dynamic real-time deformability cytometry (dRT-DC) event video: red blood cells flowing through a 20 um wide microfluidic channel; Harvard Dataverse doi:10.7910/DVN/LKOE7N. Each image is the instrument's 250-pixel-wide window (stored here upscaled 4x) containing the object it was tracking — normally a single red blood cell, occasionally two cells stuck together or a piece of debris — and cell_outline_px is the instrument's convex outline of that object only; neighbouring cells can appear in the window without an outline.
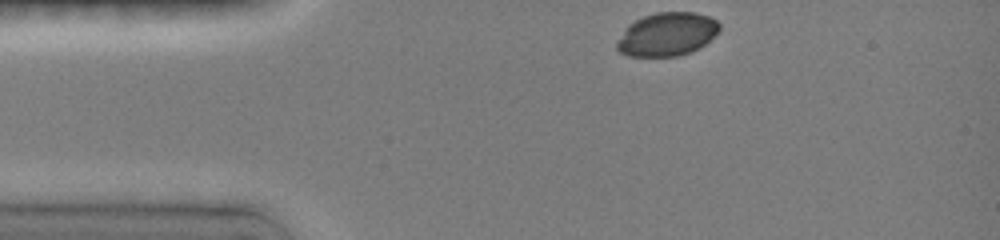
{"species": "common noctule bat (a hibernating species)", "species_latin": "Nyctalus noctula", "temperature_condition": "room temperature", "stored_images_in_passage": 47, "camera_frame_rate_fps": 3000, "um_per_image_px": 0.085, "animal": {"sex": "female", "body_mass_g": 19.0, "forearm_length_mm": 51.5}, "frame": {"image": 1, "passage_image": 1, "time_ms": 0.0, "image_size_px": [1000, 240], "cell_outline_px": [[720, 28], [704, 44], [688, 52], [676, 56], [632, 56], [620, 52], [616, 48], [616, 44], [624, 28], [628, 24], [644, 16], [656, 12], [696, 12], [708, 16], [716, 20], [720, 24]], "centroid_in_image_um": [56.66, 2.89], "position_along_channel_um": 28.3, "area_um2": 25.61}}
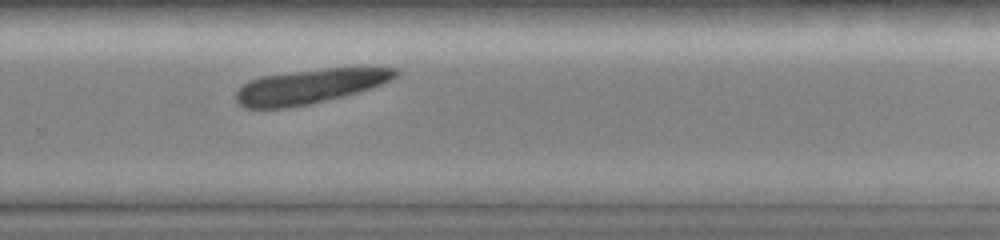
{"frame": {"image": 2, "passage_image": 35, "time_ms": 8.0, "image_size_px": [1000, 240], "cell_outline_px": [[400, 72], [396, 76], [380, 84], [344, 96], [308, 104], [284, 108], [244, 108], [236, 100], [236, 92], [244, 84], [260, 76], [324, 68], [400, 68]], "centroid_in_image_um": [26.3, 7.34], "position_along_channel_um": 303.5, "area_um2": 31.44}}
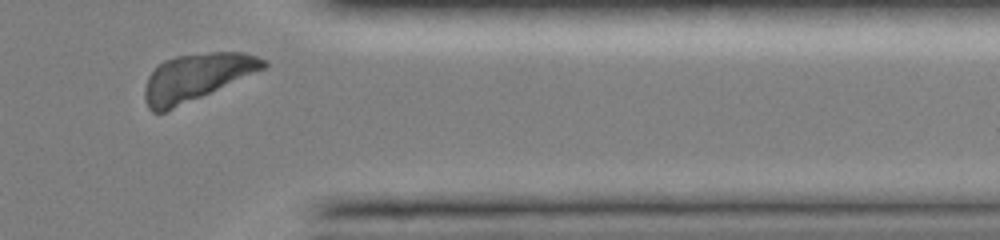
{"frame": {"image": 3, "passage_image": 42, "time_ms": 10.333, "image_size_px": [1000, 240], "cell_outline_px": [[268, 64], [264, 68], [164, 112], [152, 112], [148, 108], [144, 100], [144, 88], [148, 76], [164, 60], [176, 56], [212, 52], [244, 52], [268, 60]], "centroid_in_image_um": [16.66, 6.54], "position_along_channel_um": 394.7, "area_um2": 31.79}}